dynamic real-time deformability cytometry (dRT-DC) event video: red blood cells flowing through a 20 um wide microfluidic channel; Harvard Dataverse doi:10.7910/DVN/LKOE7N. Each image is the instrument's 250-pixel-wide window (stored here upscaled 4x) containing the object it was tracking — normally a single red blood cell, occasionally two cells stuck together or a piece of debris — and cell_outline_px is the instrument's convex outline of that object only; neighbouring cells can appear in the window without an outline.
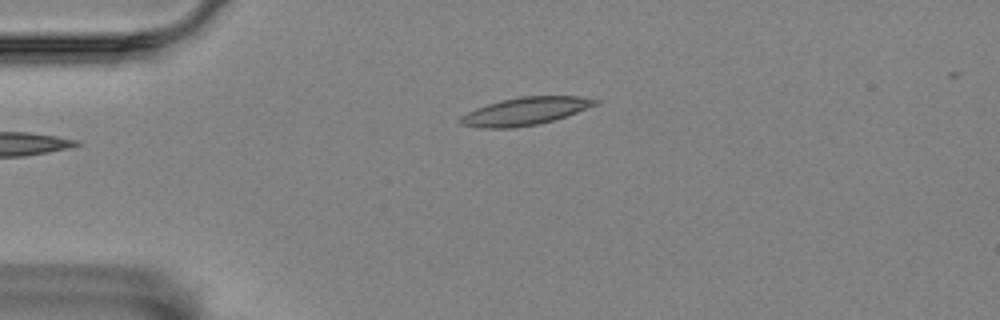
{"species": "Egyptian fruit bat (a non-hibernating species)", "species_latin": "Rousettus aegyptiacus", "temperature_condition": "room temperature", "stored_images_in_passage": 3, "camera_frame_rate_fps": 3000, "um_per_image_px": 0.085, "animal": {"sex": "female"}, "frame": {"image": 1, "passage_image": 1, "time_ms": 0.0, "image_size_px": [1000, 320], "cell_outline_px": [[600, 104], [540, 124], [512, 128], [484, 128], [460, 124], [460, 116], [476, 108], [500, 100], [520, 96], [580, 96], [600, 100]], "centroid_in_image_um": [44.66, 9.44], "position_along_channel_um": 40.3, "area_um2": 21.73}}
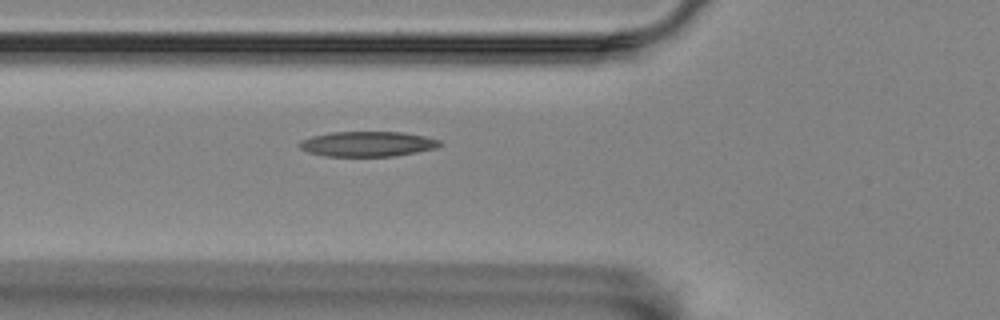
{"frame": {"image": 2, "passage_image": 3, "time_ms": 0.667, "image_size_px": [1000, 320], "cell_outline_px": [[444, 144], [436, 148], [396, 156], [324, 156], [308, 152], [300, 148], [296, 144], [300, 140], [312, 136], [332, 132], [404, 132], [424, 136], [440, 140]], "centroid_in_image_um": [31.23, 12.23], "position_along_channel_um": 94.6, "area_um2": 20.69}}